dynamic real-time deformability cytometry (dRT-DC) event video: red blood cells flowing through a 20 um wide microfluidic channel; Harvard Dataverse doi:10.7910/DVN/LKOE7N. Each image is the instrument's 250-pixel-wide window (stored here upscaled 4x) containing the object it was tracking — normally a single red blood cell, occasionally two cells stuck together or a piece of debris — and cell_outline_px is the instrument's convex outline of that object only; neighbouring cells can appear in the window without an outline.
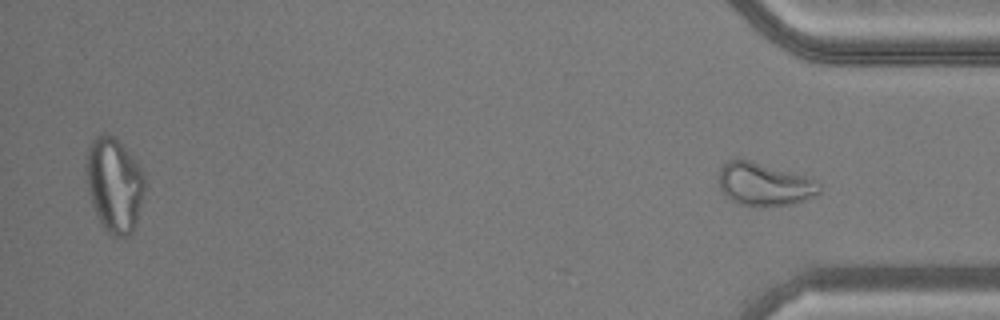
{"species": "common noctule bat (a hibernating species)", "species_latin": "Nyctalus noctula", "temperature_condition": "warm", "stored_images_in_passage": 47, "segment_of_instrument_passage": [2, 2], "camera_frame_rate_fps": 3000, "um_per_image_px": 0.085, "animal": {"sex": "male", "body_mass_g": 20.5, "forearm_length_mm": 52.5}, "frame": {"image": 1, "passage_image": 47, "time_ms": 15.333, "image_size_px": [1000, 320], "cell_outline_px": [[820, 192], [816, 196], [792, 204], [760, 208], [756, 208], [740, 204], [732, 200], [720, 188], [720, 168], [728, 160], [736, 156], [752, 160], [804, 176], [816, 180], [820, 184]], "centroid_in_image_um": [64.96, 15.66], "position_along_channel_um": 370.2, "area_um2": 25.55}}